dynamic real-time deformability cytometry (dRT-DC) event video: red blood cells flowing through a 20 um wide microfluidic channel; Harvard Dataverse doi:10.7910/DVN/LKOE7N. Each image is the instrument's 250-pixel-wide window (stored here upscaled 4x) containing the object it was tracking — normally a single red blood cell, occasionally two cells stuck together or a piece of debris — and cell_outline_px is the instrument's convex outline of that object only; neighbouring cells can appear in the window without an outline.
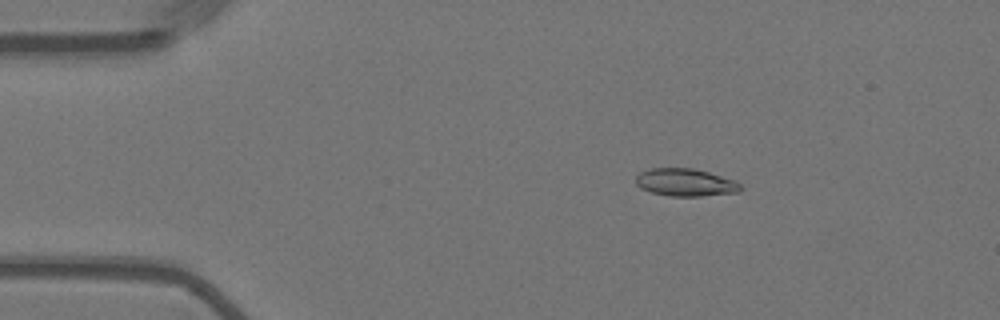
{"species": "Egyptian fruit bat (a non-hibernating species)", "species_latin": "Rousettus aegyptiacus", "temperature_condition": "warm", "stored_images_in_passage": 56, "camera_frame_rate_fps": 3000, "um_per_image_px": 0.085, "animal": {"sex": "female"}, "frame": {"image": 1, "passage_image": 9, "time_ms": 2.667, "image_size_px": [1000, 320], "cell_outline_px": [[740, 192], [700, 196], [668, 196], [652, 192], [640, 188], [636, 184], [636, 176], [640, 172], [652, 168], [692, 168], [708, 172], [736, 180], [740, 184]], "centroid_in_image_um": [58.25, 15.51], "position_along_channel_um": 26.7, "area_um2": 16.82}}
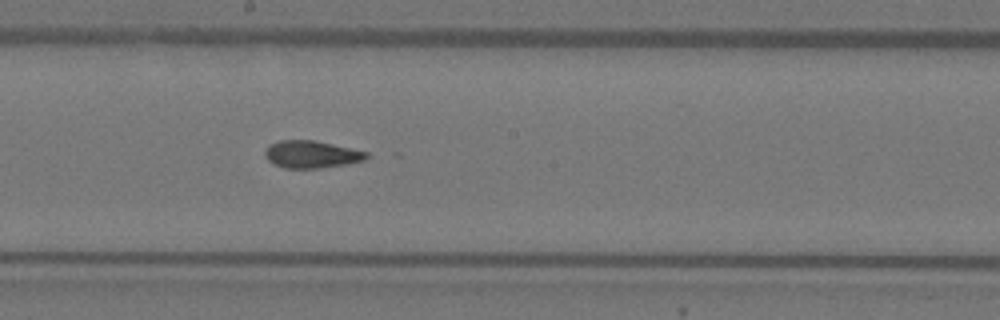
{"frame": {"image": 2, "passage_image": 30, "time_ms": 9.667, "image_size_px": [1000, 320], "cell_outline_px": [[368, 156], [364, 160], [344, 164], [320, 168], [284, 168], [272, 164], [264, 156], [264, 152], [268, 144], [280, 140], [312, 140], [368, 152]], "centroid_in_image_um": [26.4, 13.12], "position_along_channel_um": 221.8, "area_um2": 16.07}}
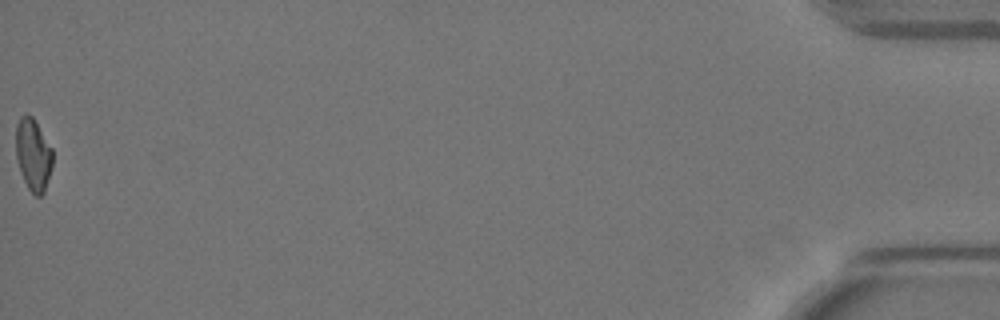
{"frame": {"image": 3, "passage_image": 56, "time_ms": 18.333, "image_size_px": [1000, 320], "cell_outline_px": [[52, 164], [44, 192], [40, 196], [36, 196], [28, 188], [20, 172], [16, 156], [16, 124], [20, 116], [24, 112], [28, 112], [32, 116], [52, 148]], "centroid_in_image_um": [2.8, 13.1], "position_along_channel_um": 432.4, "area_um2": 15.43}, "authors_computed_cell_mechanics": {"area_um2": 16.2707, "velocity_mm_per_s": 3.622, "shape_relaxation_time_tau1_ms": null, "shape_relaxation_time_tau2_ms": 1.9395, "deformation_change_tau1": null, "deformation_change_tau2": 0.0798}}